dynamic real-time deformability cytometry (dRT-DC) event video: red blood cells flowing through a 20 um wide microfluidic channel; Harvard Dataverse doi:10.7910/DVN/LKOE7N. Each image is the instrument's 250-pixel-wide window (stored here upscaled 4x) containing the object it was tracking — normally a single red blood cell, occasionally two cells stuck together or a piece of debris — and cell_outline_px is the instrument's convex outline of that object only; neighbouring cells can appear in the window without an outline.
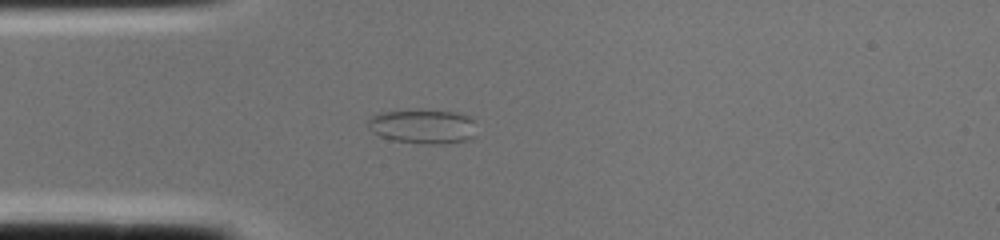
{"species": "common noctule bat (a hibernating species)", "species_latin": "Nyctalus noctula", "temperature_condition": "cold", "stored_images_in_passage": 1, "camera_frame_rate_fps": 3000, "um_per_image_px": 0.085, "animal": {"sex": "female", "body_mass_g": 22.0, "forearm_length_mm": 56.7}, "frame": {"image": 1, "passage_image": 1, "time_ms": 0.0, "image_size_px": [1000, 240], "cell_outline_px": [[476, 120], [472, 136], [468, 140], [440, 144], [424, 144], [392, 140], [380, 136], [372, 132], [368, 128], [368, 120], [376, 112], [416, 108], [420, 108], [456, 112], [468, 116]], "centroid_in_image_um": [35.9, 10.71], "position_along_channel_um": 49.1, "area_um2": 22.43}}